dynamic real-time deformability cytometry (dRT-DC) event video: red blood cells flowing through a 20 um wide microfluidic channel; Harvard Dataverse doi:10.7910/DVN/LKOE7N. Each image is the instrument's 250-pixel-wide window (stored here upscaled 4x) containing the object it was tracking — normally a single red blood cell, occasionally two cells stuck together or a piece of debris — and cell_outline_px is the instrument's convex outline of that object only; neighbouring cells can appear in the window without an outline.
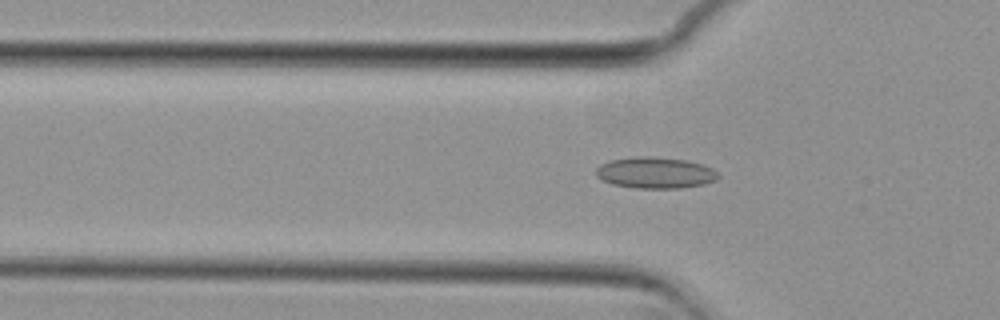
{"species": "common noctule bat (a hibernating species)", "species_latin": "Nyctalus noctula", "temperature_condition": "cold", "stored_images_in_passage": 55, "camera_frame_rate_fps": 3000, "um_per_image_px": 0.085, "animal": {"sex": "female", "body_mass_g": 29.2, "forearm_length_mm": 56.3}, "frame": {"image": 1, "passage_image": 18, "time_ms": 5.667, "image_size_px": [1000, 320], "cell_outline_px": [[720, 176], [716, 180], [704, 184], [680, 188], [636, 188], [612, 184], [596, 176], [596, 168], [600, 164], [612, 160], [636, 156], [648, 156], [684, 160], [704, 164], [712, 168]], "centroid_in_image_um": [55.71, 14.68], "position_along_channel_um": 70.1, "area_um2": 22.2}}
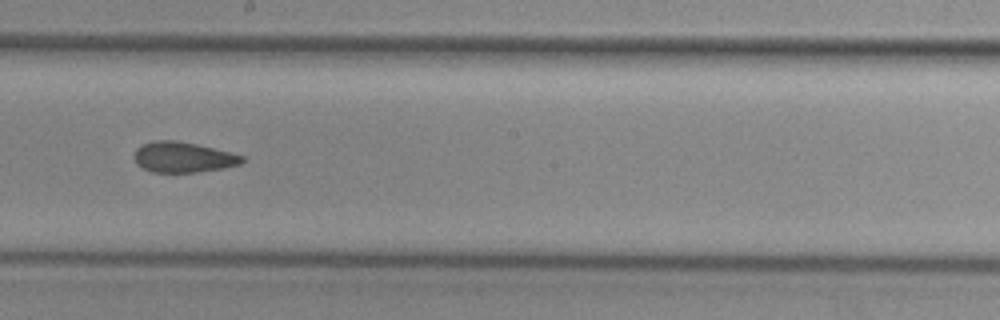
{"frame": {"image": 2, "passage_image": 31, "time_ms": 10.0, "image_size_px": [1000, 320], "cell_outline_px": [[244, 160], [240, 164], [224, 168], [196, 172], [152, 172], [136, 164], [132, 156], [136, 148], [140, 144], [152, 140], [176, 140], [196, 144], [232, 152], [244, 156]], "centroid_in_image_um": [15.53, 13.35], "position_along_channel_um": 232.7, "area_um2": 19.42}}
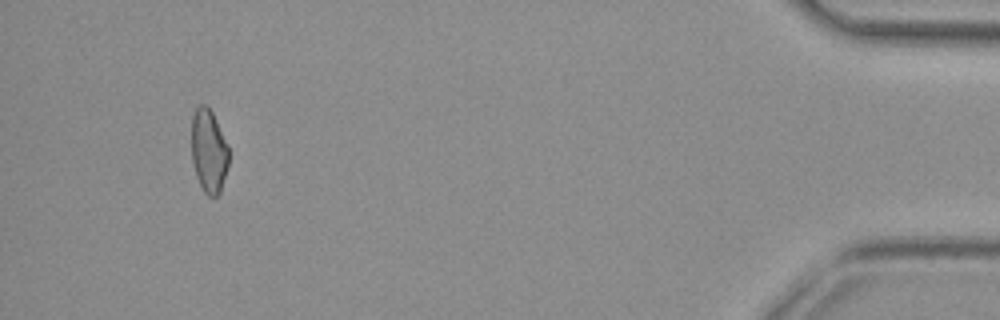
{"frame": {"image": 3, "passage_image": 52, "time_ms": 17.0, "image_size_px": [1000, 320], "cell_outline_px": [[228, 164], [220, 192], [216, 196], [208, 196], [204, 192], [196, 176], [192, 160], [192, 116], [196, 108], [200, 104], [208, 104], [228, 144]], "centroid_in_image_um": [17.74, 12.81], "position_along_channel_um": 417.5, "area_um2": 18.09}, "authors_computed_cell_mechanics": {"area_um2": 19.8832, "velocity_mm_per_s": 3.7379, "shape_relaxation_time_tau1_ms": null, "shape_relaxation_time_tau2_ms": 3.0573, "deformation_change_tau1": null, "deformation_change_tau2": 0.0781}}